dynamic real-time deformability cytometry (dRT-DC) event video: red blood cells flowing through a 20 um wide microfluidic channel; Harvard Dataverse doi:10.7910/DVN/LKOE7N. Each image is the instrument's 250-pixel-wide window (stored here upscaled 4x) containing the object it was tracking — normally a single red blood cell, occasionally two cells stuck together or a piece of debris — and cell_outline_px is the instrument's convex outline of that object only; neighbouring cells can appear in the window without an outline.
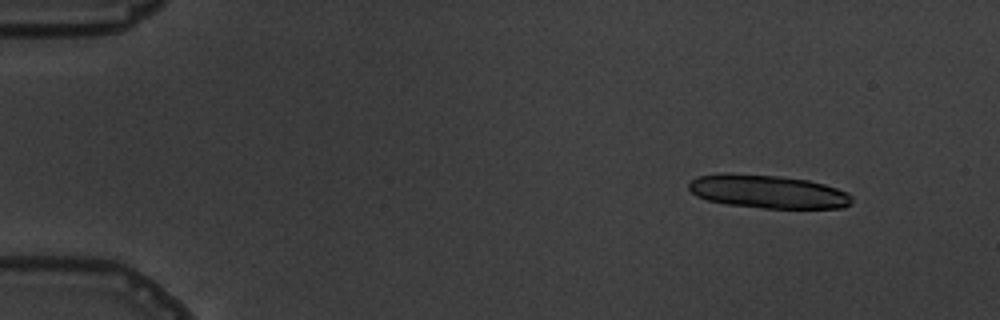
{"species": "common noctule bat (a hibernating species)", "species_latin": "Nyctalus noctula", "temperature_condition": "warm", "stored_images_in_passage": 6, "camera_frame_rate_fps": 3000, "um_per_image_px": 0.085, "animal": {"sex": "male", "body_mass_g": 19.5, "forearm_length_mm": 54.6}, "frame": {"image": 1, "passage_image": 1, "time_ms": 0.0, "image_size_px": [1000, 320], "cell_outline_px": [[852, 204], [844, 208], [764, 208], [724, 204], [708, 200], [696, 196], [688, 188], [688, 184], [696, 176], [724, 172], [732, 172], [780, 176], [808, 180], [824, 184], [848, 192], [852, 196]], "centroid_in_image_um": [65.25, 16.27], "position_along_channel_um": 19.7, "area_um2": 32.14}}
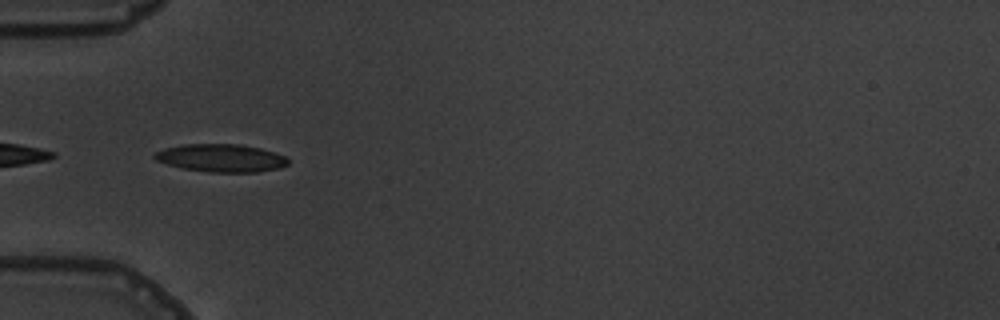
{"frame": {"image": 2, "passage_image": 5, "time_ms": 4.333, "image_size_px": [1000, 320], "cell_outline_px": [[288, 164], [280, 168], [256, 172], [212, 172], [184, 168], [168, 164], [156, 160], [152, 156], [156, 152], [164, 148], [184, 144], [240, 144], [260, 148], [284, 156], [288, 160]], "centroid_in_image_um": [18.79, 13.42], "position_along_channel_um": 66.2, "area_um2": 21.44}}